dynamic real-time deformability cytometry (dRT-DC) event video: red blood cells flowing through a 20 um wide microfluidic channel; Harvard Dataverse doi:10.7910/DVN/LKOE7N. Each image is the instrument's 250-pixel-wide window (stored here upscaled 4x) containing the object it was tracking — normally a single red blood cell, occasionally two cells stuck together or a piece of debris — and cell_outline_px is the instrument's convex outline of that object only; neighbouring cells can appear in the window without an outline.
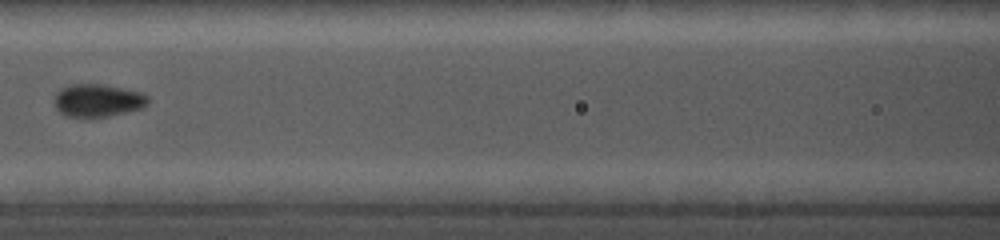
{"species": "common noctule bat (a hibernating species)", "species_latin": "Nyctalus noctula", "temperature_condition": "cold", "stored_images_in_passage": 6, "camera_frame_rate_fps": 5000, "um_per_image_px": 0.085, "animal": {"sex": "female", "body_mass_g": 19.0, "forearm_length_mm": 56.7}, "frame": {"image": 1, "passage_image": 5, "time_ms": 2.2, "image_size_px": [1000, 240], "cell_outline_px": [[148, 104], [140, 108], [92, 120], [84, 120], [64, 116], [56, 108], [56, 92], [60, 88], [68, 84], [104, 84], [140, 92], [148, 96]], "centroid_in_image_um": [8.25, 8.57], "position_along_channel_um": 158.3, "area_um2": 18.38}}